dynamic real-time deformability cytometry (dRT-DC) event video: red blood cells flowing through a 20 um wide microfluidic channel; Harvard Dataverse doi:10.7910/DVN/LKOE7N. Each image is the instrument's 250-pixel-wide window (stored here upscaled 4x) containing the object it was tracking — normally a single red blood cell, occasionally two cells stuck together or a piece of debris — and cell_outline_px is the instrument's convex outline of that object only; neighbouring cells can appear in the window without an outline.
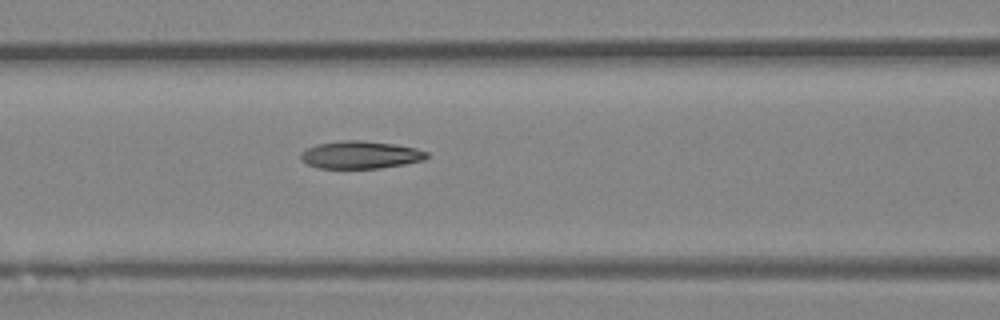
{"species": "Egyptian fruit bat (a non-hibernating species)", "species_latin": "Rousettus aegyptiacus", "temperature_condition": "room temperature", "stored_images_in_passage": 11, "camera_frame_rate_fps": 3000, "um_per_image_px": 0.085, "animal": {"sex": "female"}, "frame": {"image": 1, "passage_image": 4, "time_ms": 1.0, "image_size_px": [1000, 320], "cell_outline_px": [[412, 160], [392, 164], [360, 168], [336, 168], [344, 144], [380, 144], [404, 148], [412, 156]], "centroid_in_image_um": [31.56, 13.24], "position_along_channel_um": 135.0, "area_um2": 10.35}}
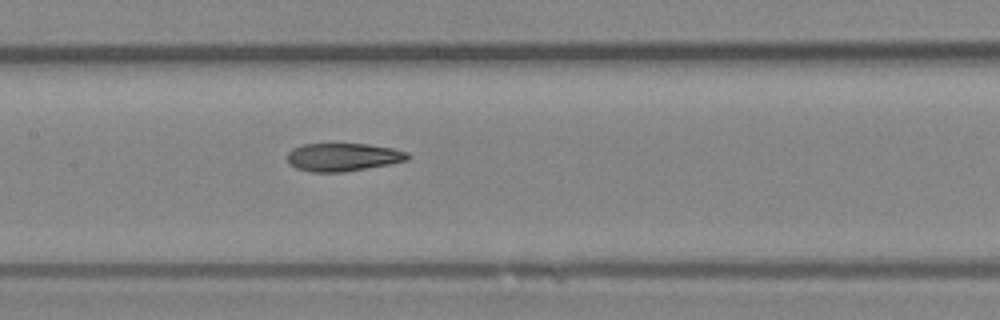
{"frame": {"image": 2, "passage_image": 7, "time_ms": 2.0, "image_size_px": [1000, 320], "cell_outline_px": [[404, 156], [396, 160], [376, 164], [352, 168], [312, 168], [332, 144], [348, 144], [376, 148]], "centroid_in_image_um": [30.07, 13.33], "position_along_channel_um": 177.3, "area_um2": 10.4}}